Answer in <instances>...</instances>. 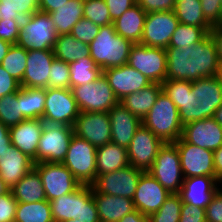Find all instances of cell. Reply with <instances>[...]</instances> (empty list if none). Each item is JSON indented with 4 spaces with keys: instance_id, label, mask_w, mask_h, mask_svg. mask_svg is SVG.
I'll return each instance as SVG.
<instances>
[{
    "instance_id": "cell-1",
    "label": "cell",
    "mask_w": 222,
    "mask_h": 222,
    "mask_svg": "<svg viewBox=\"0 0 222 222\" xmlns=\"http://www.w3.org/2000/svg\"><path fill=\"white\" fill-rule=\"evenodd\" d=\"M162 90L179 110L183 126L214 116L222 105V85L216 76L196 81L165 80Z\"/></svg>"
},
{
    "instance_id": "cell-2",
    "label": "cell",
    "mask_w": 222,
    "mask_h": 222,
    "mask_svg": "<svg viewBox=\"0 0 222 222\" xmlns=\"http://www.w3.org/2000/svg\"><path fill=\"white\" fill-rule=\"evenodd\" d=\"M166 80L196 81L217 73L219 58L210 33L193 46L168 47Z\"/></svg>"
},
{
    "instance_id": "cell-3",
    "label": "cell",
    "mask_w": 222,
    "mask_h": 222,
    "mask_svg": "<svg viewBox=\"0 0 222 222\" xmlns=\"http://www.w3.org/2000/svg\"><path fill=\"white\" fill-rule=\"evenodd\" d=\"M53 221L100 222L91 185H80L74 192L49 201Z\"/></svg>"
},
{
    "instance_id": "cell-4",
    "label": "cell",
    "mask_w": 222,
    "mask_h": 222,
    "mask_svg": "<svg viewBox=\"0 0 222 222\" xmlns=\"http://www.w3.org/2000/svg\"><path fill=\"white\" fill-rule=\"evenodd\" d=\"M133 45L116 33L113 24L100 26L98 35L89 44L90 57L102 71L122 66L127 64Z\"/></svg>"
},
{
    "instance_id": "cell-5",
    "label": "cell",
    "mask_w": 222,
    "mask_h": 222,
    "mask_svg": "<svg viewBox=\"0 0 222 222\" xmlns=\"http://www.w3.org/2000/svg\"><path fill=\"white\" fill-rule=\"evenodd\" d=\"M142 124L163 143H174L182 135L183 125L179 118V110L163 90L142 120Z\"/></svg>"
},
{
    "instance_id": "cell-6",
    "label": "cell",
    "mask_w": 222,
    "mask_h": 222,
    "mask_svg": "<svg viewBox=\"0 0 222 222\" xmlns=\"http://www.w3.org/2000/svg\"><path fill=\"white\" fill-rule=\"evenodd\" d=\"M57 36L49 14L38 11L23 18L16 44L27 50H53Z\"/></svg>"
},
{
    "instance_id": "cell-7",
    "label": "cell",
    "mask_w": 222,
    "mask_h": 222,
    "mask_svg": "<svg viewBox=\"0 0 222 222\" xmlns=\"http://www.w3.org/2000/svg\"><path fill=\"white\" fill-rule=\"evenodd\" d=\"M97 147L73 134L62 164L82 185H91L97 177Z\"/></svg>"
},
{
    "instance_id": "cell-8",
    "label": "cell",
    "mask_w": 222,
    "mask_h": 222,
    "mask_svg": "<svg viewBox=\"0 0 222 222\" xmlns=\"http://www.w3.org/2000/svg\"><path fill=\"white\" fill-rule=\"evenodd\" d=\"M70 89L80 112H108L119 103L103 73L95 81Z\"/></svg>"
},
{
    "instance_id": "cell-9",
    "label": "cell",
    "mask_w": 222,
    "mask_h": 222,
    "mask_svg": "<svg viewBox=\"0 0 222 222\" xmlns=\"http://www.w3.org/2000/svg\"><path fill=\"white\" fill-rule=\"evenodd\" d=\"M169 193L179 194L184 176L180 154L174 143H164L148 171Z\"/></svg>"
},
{
    "instance_id": "cell-10",
    "label": "cell",
    "mask_w": 222,
    "mask_h": 222,
    "mask_svg": "<svg viewBox=\"0 0 222 222\" xmlns=\"http://www.w3.org/2000/svg\"><path fill=\"white\" fill-rule=\"evenodd\" d=\"M73 134L71 126L44 123L34 164L39 162L62 163Z\"/></svg>"
},
{
    "instance_id": "cell-11",
    "label": "cell",
    "mask_w": 222,
    "mask_h": 222,
    "mask_svg": "<svg viewBox=\"0 0 222 222\" xmlns=\"http://www.w3.org/2000/svg\"><path fill=\"white\" fill-rule=\"evenodd\" d=\"M127 64L143 74L150 82L162 84L167 76V54L164 48L134 44Z\"/></svg>"
},
{
    "instance_id": "cell-12",
    "label": "cell",
    "mask_w": 222,
    "mask_h": 222,
    "mask_svg": "<svg viewBox=\"0 0 222 222\" xmlns=\"http://www.w3.org/2000/svg\"><path fill=\"white\" fill-rule=\"evenodd\" d=\"M79 114V107L70 88H46L42 117L44 123L73 127Z\"/></svg>"
},
{
    "instance_id": "cell-13",
    "label": "cell",
    "mask_w": 222,
    "mask_h": 222,
    "mask_svg": "<svg viewBox=\"0 0 222 222\" xmlns=\"http://www.w3.org/2000/svg\"><path fill=\"white\" fill-rule=\"evenodd\" d=\"M34 168L41 177L47 201L74 192L81 185L62 163L39 162Z\"/></svg>"
},
{
    "instance_id": "cell-14",
    "label": "cell",
    "mask_w": 222,
    "mask_h": 222,
    "mask_svg": "<svg viewBox=\"0 0 222 222\" xmlns=\"http://www.w3.org/2000/svg\"><path fill=\"white\" fill-rule=\"evenodd\" d=\"M144 171L132 165L96 177L91 184L96 193L133 199L138 181Z\"/></svg>"
},
{
    "instance_id": "cell-15",
    "label": "cell",
    "mask_w": 222,
    "mask_h": 222,
    "mask_svg": "<svg viewBox=\"0 0 222 222\" xmlns=\"http://www.w3.org/2000/svg\"><path fill=\"white\" fill-rule=\"evenodd\" d=\"M174 144L177 146L180 154L181 169L184 178L210 176L216 180L212 150L203 149L185 142L181 137Z\"/></svg>"
},
{
    "instance_id": "cell-16",
    "label": "cell",
    "mask_w": 222,
    "mask_h": 222,
    "mask_svg": "<svg viewBox=\"0 0 222 222\" xmlns=\"http://www.w3.org/2000/svg\"><path fill=\"white\" fill-rule=\"evenodd\" d=\"M178 24L179 20L176 18L174 10L147 13L140 44L148 47L168 48L171 36Z\"/></svg>"
},
{
    "instance_id": "cell-17",
    "label": "cell",
    "mask_w": 222,
    "mask_h": 222,
    "mask_svg": "<svg viewBox=\"0 0 222 222\" xmlns=\"http://www.w3.org/2000/svg\"><path fill=\"white\" fill-rule=\"evenodd\" d=\"M163 144L151 130L142 124L136 130L127 148L130 165L144 172L149 171Z\"/></svg>"
},
{
    "instance_id": "cell-18",
    "label": "cell",
    "mask_w": 222,
    "mask_h": 222,
    "mask_svg": "<svg viewBox=\"0 0 222 222\" xmlns=\"http://www.w3.org/2000/svg\"><path fill=\"white\" fill-rule=\"evenodd\" d=\"M74 134L99 147L111 142L108 112H80L73 125Z\"/></svg>"
},
{
    "instance_id": "cell-19",
    "label": "cell",
    "mask_w": 222,
    "mask_h": 222,
    "mask_svg": "<svg viewBox=\"0 0 222 222\" xmlns=\"http://www.w3.org/2000/svg\"><path fill=\"white\" fill-rule=\"evenodd\" d=\"M171 195L148 171L141 174L138 181L133 204L135 209L150 216L157 212Z\"/></svg>"
},
{
    "instance_id": "cell-20",
    "label": "cell",
    "mask_w": 222,
    "mask_h": 222,
    "mask_svg": "<svg viewBox=\"0 0 222 222\" xmlns=\"http://www.w3.org/2000/svg\"><path fill=\"white\" fill-rule=\"evenodd\" d=\"M102 73L119 101L125 96L138 92L152 83L138 70L128 64L107 68Z\"/></svg>"
},
{
    "instance_id": "cell-21",
    "label": "cell",
    "mask_w": 222,
    "mask_h": 222,
    "mask_svg": "<svg viewBox=\"0 0 222 222\" xmlns=\"http://www.w3.org/2000/svg\"><path fill=\"white\" fill-rule=\"evenodd\" d=\"M181 138L188 143L212 151L222 146V127L213 117L183 126Z\"/></svg>"
},
{
    "instance_id": "cell-22",
    "label": "cell",
    "mask_w": 222,
    "mask_h": 222,
    "mask_svg": "<svg viewBox=\"0 0 222 222\" xmlns=\"http://www.w3.org/2000/svg\"><path fill=\"white\" fill-rule=\"evenodd\" d=\"M55 59L53 50H29L26 69L20 83L25 88H48L49 72Z\"/></svg>"
},
{
    "instance_id": "cell-23",
    "label": "cell",
    "mask_w": 222,
    "mask_h": 222,
    "mask_svg": "<svg viewBox=\"0 0 222 222\" xmlns=\"http://www.w3.org/2000/svg\"><path fill=\"white\" fill-rule=\"evenodd\" d=\"M108 115L111 126V142L127 149L136 130L142 125V121L121 103L109 110Z\"/></svg>"
},
{
    "instance_id": "cell-24",
    "label": "cell",
    "mask_w": 222,
    "mask_h": 222,
    "mask_svg": "<svg viewBox=\"0 0 222 222\" xmlns=\"http://www.w3.org/2000/svg\"><path fill=\"white\" fill-rule=\"evenodd\" d=\"M44 127L42 119H26L9 128L11 144L33 161L37 158V147Z\"/></svg>"
},
{
    "instance_id": "cell-25",
    "label": "cell",
    "mask_w": 222,
    "mask_h": 222,
    "mask_svg": "<svg viewBox=\"0 0 222 222\" xmlns=\"http://www.w3.org/2000/svg\"><path fill=\"white\" fill-rule=\"evenodd\" d=\"M220 185L210 176L188 177L184 178L179 195L182 202L205 209Z\"/></svg>"
},
{
    "instance_id": "cell-26",
    "label": "cell",
    "mask_w": 222,
    "mask_h": 222,
    "mask_svg": "<svg viewBox=\"0 0 222 222\" xmlns=\"http://www.w3.org/2000/svg\"><path fill=\"white\" fill-rule=\"evenodd\" d=\"M33 167V160L13 145L0 155V178L10 189Z\"/></svg>"
},
{
    "instance_id": "cell-27",
    "label": "cell",
    "mask_w": 222,
    "mask_h": 222,
    "mask_svg": "<svg viewBox=\"0 0 222 222\" xmlns=\"http://www.w3.org/2000/svg\"><path fill=\"white\" fill-rule=\"evenodd\" d=\"M93 197L101 222H118L126 214L135 210L133 199L96 193L94 190Z\"/></svg>"
},
{
    "instance_id": "cell-28",
    "label": "cell",
    "mask_w": 222,
    "mask_h": 222,
    "mask_svg": "<svg viewBox=\"0 0 222 222\" xmlns=\"http://www.w3.org/2000/svg\"><path fill=\"white\" fill-rule=\"evenodd\" d=\"M146 15L147 12L139 4H135L113 21L116 33L133 44H140Z\"/></svg>"
},
{
    "instance_id": "cell-29",
    "label": "cell",
    "mask_w": 222,
    "mask_h": 222,
    "mask_svg": "<svg viewBox=\"0 0 222 222\" xmlns=\"http://www.w3.org/2000/svg\"><path fill=\"white\" fill-rule=\"evenodd\" d=\"M97 177L130 165L127 149L112 142L97 147Z\"/></svg>"
},
{
    "instance_id": "cell-30",
    "label": "cell",
    "mask_w": 222,
    "mask_h": 222,
    "mask_svg": "<svg viewBox=\"0 0 222 222\" xmlns=\"http://www.w3.org/2000/svg\"><path fill=\"white\" fill-rule=\"evenodd\" d=\"M161 91V84L151 83L140 91L125 96L119 103L142 121L155 104Z\"/></svg>"
},
{
    "instance_id": "cell-31",
    "label": "cell",
    "mask_w": 222,
    "mask_h": 222,
    "mask_svg": "<svg viewBox=\"0 0 222 222\" xmlns=\"http://www.w3.org/2000/svg\"><path fill=\"white\" fill-rule=\"evenodd\" d=\"M11 191L18 203L47 200L41 177L34 167L11 188Z\"/></svg>"
},
{
    "instance_id": "cell-32",
    "label": "cell",
    "mask_w": 222,
    "mask_h": 222,
    "mask_svg": "<svg viewBox=\"0 0 222 222\" xmlns=\"http://www.w3.org/2000/svg\"><path fill=\"white\" fill-rule=\"evenodd\" d=\"M83 4L84 0H69L55 11L49 13L58 36L70 34L72 27L83 18Z\"/></svg>"
},
{
    "instance_id": "cell-33",
    "label": "cell",
    "mask_w": 222,
    "mask_h": 222,
    "mask_svg": "<svg viewBox=\"0 0 222 222\" xmlns=\"http://www.w3.org/2000/svg\"><path fill=\"white\" fill-rule=\"evenodd\" d=\"M53 52L56 59L68 64L84 57H90L89 45L75 39L71 34L57 36Z\"/></svg>"
},
{
    "instance_id": "cell-34",
    "label": "cell",
    "mask_w": 222,
    "mask_h": 222,
    "mask_svg": "<svg viewBox=\"0 0 222 222\" xmlns=\"http://www.w3.org/2000/svg\"><path fill=\"white\" fill-rule=\"evenodd\" d=\"M174 12L179 23L202 27L207 33L213 27L203 14L200 0H176Z\"/></svg>"
},
{
    "instance_id": "cell-35",
    "label": "cell",
    "mask_w": 222,
    "mask_h": 222,
    "mask_svg": "<svg viewBox=\"0 0 222 222\" xmlns=\"http://www.w3.org/2000/svg\"><path fill=\"white\" fill-rule=\"evenodd\" d=\"M46 101V88L19 89L21 112L27 119H42Z\"/></svg>"
},
{
    "instance_id": "cell-36",
    "label": "cell",
    "mask_w": 222,
    "mask_h": 222,
    "mask_svg": "<svg viewBox=\"0 0 222 222\" xmlns=\"http://www.w3.org/2000/svg\"><path fill=\"white\" fill-rule=\"evenodd\" d=\"M69 68L70 88L95 81L102 74L101 68L91 57H84L69 63Z\"/></svg>"
},
{
    "instance_id": "cell-37",
    "label": "cell",
    "mask_w": 222,
    "mask_h": 222,
    "mask_svg": "<svg viewBox=\"0 0 222 222\" xmlns=\"http://www.w3.org/2000/svg\"><path fill=\"white\" fill-rule=\"evenodd\" d=\"M14 219L19 222H52L50 203L47 200L17 203Z\"/></svg>"
},
{
    "instance_id": "cell-38",
    "label": "cell",
    "mask_w": 222,
    "mask_h": 222,
    "mask_svg": "<svg viewBox=\"0 0 222 222\" xmlns=\"http://www.w3.org/2000/svg\"><path fill=\"white\" fill-rule=\"evenodd\" d=\"M39 11V0H0V19L23 20Z\"/></svg>"
},
{
    "instance_id": "cell-39",
    "label": "cell",
    "mask_w": 222,
    "mask_h": 222,
    "mask_svg": "<svg viewBox=\"0 0 222 222\" xmlns=\"http://www.w3.org/2000/svg\"><path fill=\"white\" fill-rule=\"evenodd\" d=\"M26 119L21 112L19 91L0 98V122L10 128Z\"/></svg>"
},
{
    "instance_id": "cell-40",
    "label": "cell",
    "mask_w": 222,
    "mask_h": 222,
    "mask_svg": "<svg viewBox=\"0 0 222 222\" xmlns=\"http://www.w3.org/2000/svg\"><path fill=\"white\" fill-rule=\"evenodd\" d=\"M28 50L12 44L8 53L4 57L1 66L20 83L23 80L24 71L26 69Z\"/></svg>"
},
{
    "instance_id": "cell-41",
    "label": "cell",
    "mask_w": 222,
    "mask_h": 222,
    "mask_svg": "<svg viewBox=\"0 0 222 222\" xmlns=\"http://www.w3.org/2000/svg\"><path fill=\"white\" fill-rule=\"evenodd\" d=\"M208 33L202 28L179 23L171 36L168 47L193 46L202 40Z\"/></svg>"
},
{
    "instance_id": "cell-42",
    "label": "cell",
    "mask_w": 222,
    "mask_h": 222,
    "mask_svg": "<svg viewBox=\"0 0 222 222\" xmlns=\"http://www.w3.org/2000/svg\"><path fill=\"white\" fill-rule=\"evenodd\" d=\"M182 204L179 194H171L158 211L150 215L151 222H179Z\"/></svg>"
},
{
    "instance_id": "cell-43",
    "label": "cell",
    "mask_w": 222,
    "mask_h": 222,
    "mask_svg": "<svg viewBox=\"0 0 222 222\" xmlns=\"http://www.w3.org/2000/svg\"><path fill=\"white\" fill-rule=\"evenodd\" d=\"M83 17L99 26L113 24L110 12L104 0H84Z\"/></svg>"
},
{
    "instance_id": "cell-44",
    "label": "cell",
    "mask_w": 222,
    "mask_h": 222,
    "mask_svg": "<svg viewBox=\"0 0 222 222\" xmlns=\"http://www.w3.org/2000/svg\"><path fill=\"white\" fill-rule=\"evenodd\" d=\"M49 73L48 88H70V68L68 63L55 58Z\"/></svg>"
},
{
    "instance_id": "cell-45",
    "label": "cell",
    "mask_w": 222,
    "mask_h": 222,
    "mask_svg": "<svg viewBox=\"0 0 222 222\" xmlns=\"http://www.w3.org/2000/svg\"><path fill=\"white\" fill-rule=\"evenodd\" d=\"M99 28V25L83 17L72 27L70 34L89 45L98 35Z\"/></svg>"
},
{
    "instance_id": "cell-46",
    "label": "cell",
    "mask_w": 222,
    "mask_h": 222,
    "mask_svg": "<svg viewBox=\"0 0 222 222\" xmlns=\"http://www.w3.org/2000/svg\"><path fill=\"white\" fill-rule=\"evenodd\" d=\"M22 20L0 19V39L16 44Z\"/></svg>"
},
{
    "instance_id": "cell-47",
    "label": "cell",
    "mask_w": 222,
    "mask_h": 222,
    "mask_svg": "<svg viewBox=\"0 0 222 222\" xmlns=\"http://www.w3.org/2000/svg\"><path fill=\"white\" fill-rule=\"evenodd\" d=\"M17 203L12 191L0 195V222L14 220Z\"/></svg>"
},
{
    "instance_id": "cell-48",
    "label": "cell",
    "mask_w": 222,
    "mask_h": 222,
    "mask_svg": "<svg viewBox=\"0 0 222 222\" xmlns=\"http://www.w3.org/2000/svg\"><path fill=\"white\" fill-rule=\"evenodd\" d=\"M205 213L206 222H222V186L213 195Z\"/></svg>"
},
{
    "instance_id": "cell-49",
    "label": "cell",
    "mask_w": 222,
    "mask_h": 222,
    "mask_svg": "<svg viewBox=\"0 0 222 222\" xmlns=\"http://www.w3.org/2000/svg\"><path fill=\"white\" fill-rule=\"evenodd\" d=\"M179 222H206L205 209L183 202Z\"/></svg>"
},
{
    "instance_id": "cell-50",
    "label": "cell",
    "mask_w": 222,
    "mask_h": 222,
    "mask_svg": "<svg viewBox=\"0 0 222 222\" xmlns=\"http://www.w3.org/2000/svg\"><path fill=\"white\" fill-rule=\"evenodd\" d=\"M142 9L149 12L172 11L175 8L176 0H135Z\"/></svg>"
},
{
    "instance_id": "cell-51",
    "label": "cell",
    "mask_w": 222,
    "mask_h": 222,
    "mask_svg": "<svg viewBox=\"0 0 222 222\" xmlns=\"http://www.w3.org/2000/svg\"><path fill=\"white\" fill-rule=\"evenodd\" d=\"M200 2L206 20L214 26L221 14V0H200Z\"/></svg>"
},
{
    "instance_id": "cell-52",
    "label": "cell",
    "mask_w": 222,
    "mask_h": 222,
    "mask_svg": "<svg viewBox=\"0 0 222 222\" xmlns=\"http://www.w3.org/2000/svg\"><path fill=\"white\" fill-rule=\"evenodd\" d=\"M20 88V82L0 65V98L10 93H16Z\"/></svg>"
},
{
    "instance_id": "cell-53",
    "label": "cell",
    "mask_w": 222,
    "mask_h": 222,
    "mask_svg": "<svg viewBox=\"0 0 222 222\" xmlns=\"http://www.w3.org/2000/svg\"><path fill=\"white\" fill-rule=\"evenodd\" d=\"M110 12L111 20L119 18L126 10L133 7L135 0H104Z\"/></svg>"
},
{
    "instance_id": "cell-54",
    "label": "cell",
    "mask_w": 222,
    "mask_h": 222,
    "mask_svg": "<svg viewBox=\"0 0 222 222\" xmlns=\"http://www.w3.org/2000/svg\"><path fill=\"white\" fill-rule=\"evenodd\" d=\"M68 1L69 0H39V11L49 14Z\"/></svg>"
},
{
    "instance_id": "cell-55",
    "label": "cell",
    "mask_w": 222,
    "mask_h": 222,
    "mask_svg": "<svg viewBox=\"0 0 222 222\" xmlns=\"http://www.w3.org/2000/svg\"><path fill=\"white\" fill-rule=\"evenodd\" d=\"M209 33L215 42L219 62L222 63V27H212Z\"/></svg>"
},
{
    "instance_id": "cell-56",
    "label": "cell",
    "mask_w": 222,
    "mask_h": 222,
    "mask_svg": "<svg viewBox=\"0 0 222 222\" xmlns=\"http://www.w3.org/2000/svg\"><path fill=\"white\" fill-rule=\"evenodd\" d=\"M11 140L9 134V127L0 122V155L10 147Z\"/></svg>"
},
{
    "instance_id": "cell-57",
    "label": "cell",
    "mask_w": 222,
    "mask_h": 222,
    "mask_svg": "<svg viewBox=\"0 0 222 222\" xmlns=\"http://www.w3.org/2000/svg\"><path fill=\"white\" fill-rule=\"evenodd\" d=\"M216 181L222 186V146L213 151Z\"/></svg>"
},
{
    "instance_id": "cell-58",
    "label": "cell",
    "mask_w": 222,
    "mask_h": 222,
    "mask_svg": "<svg viewBox=\"0 0 222 222\" xmlns=\"http://www.w3.org/2000/svg\"><path fill=\"white\" fill-rule=\"evenodd\" d=\"M118 222H151L150 216L140 213L137 209L126 214Z\"/></svg>"
},
{
    "instance_id": "cell-59",
    "label": "cell",
    "mask_w": 222,
    "mask_h": 222,
    "mask_svg": "<svg viewBox=\"0 0 222 222\" xmlns=\"http://www.w3.org/2000/svg\"><path fill=\"white\" fill-rule=\"evenodd\" d=\"M11 46H12L11 43L0 39V65H1L4 57L8 53L9 49L11 48Z\"/></svg>"
},
{
    "instance_id": "cell-60",
    "label": "cell",
    "mask_w": 222,
    "mask_h": 222,
    "mask_svg": "<svg viewBox=\"0 0 222 222\" xmlns=\"http://www.w3.org/2000/svg\"><path fill=\"white\" fill-rule=\"evenodd\" d=\"M213 118L222 127V105L215 111Z\"/></svg>"
},
{
    "instance_id": "cell-61",
    "label": "cell",
    "mask_w": 222,
    "mask_h": 222,
    "mask_svg": "<svg viewBox=\"0 0 222 222\" xmlns=\"http://www.w3.org/2000/svg\"><path fill=\"white\" fill-rule=\"evenodd\" d=\"M11 189L6 185V183L0 178V195L10 192Z\"/></svg>"
},
{
    "instance_id": "cell-62",
    "label": "cell",
    "mask_w": 222,
    "mask_h": 222,
    "mask_svg": "<svg viewBox=\"0 0 222 222\" xmlns=\"http://www.w3.org/2000/svg\"><path fill=\"white\" fill-rule=\"evenodd\" d=\"M216 78L220 81V84L222 85V63L219 64V67L217 69Z\"/></svg>"
},
{
    "instance_id": "cell-63",
    "label": "cell",
    "mask_w": 222,
    "mask_h": 222,
    "mask_svg": "<svg viewBox=\"0 0 222 222\" xmlns=\"http://www.w3.org/2000/svg\"><path fill=\"white\" fill-rule=\"evenodd\" d=\"M221 4H222V0H221ZM213 27H222V7H221V14L219 16V20Z\"/></svg>"
},
{
    "instance_id": "cell-64",
    "label": "cell",
    "mask_w": 222,
    "mask_h": 222,
    "mask_svg": "<svg viewBox=\"0 0 222 222\" xmlns=\"http://www.w3.org/2000/svg\"><path fill=\"white\" fill-rule=\"evenodd\" d=\"M79 220L76 219V220H67V221H62V222H78Z\"/></svg>"
},
{
    "instance_id": "cell-65",
    "label": "cell",
    "mask_w": 222,
    "mask_h": 222,
    "mask_svg": "<svg viewBox=\"0 0 222 222\" xmlns=\"http://www.w3.org/2000/svg\"><path fill=\"white\" fill-rule=\"evenodd\" d=\"M9 222H19V221H17V220L14 219V220H11V221H9Z\"/></svg>"
}]
</instances>
